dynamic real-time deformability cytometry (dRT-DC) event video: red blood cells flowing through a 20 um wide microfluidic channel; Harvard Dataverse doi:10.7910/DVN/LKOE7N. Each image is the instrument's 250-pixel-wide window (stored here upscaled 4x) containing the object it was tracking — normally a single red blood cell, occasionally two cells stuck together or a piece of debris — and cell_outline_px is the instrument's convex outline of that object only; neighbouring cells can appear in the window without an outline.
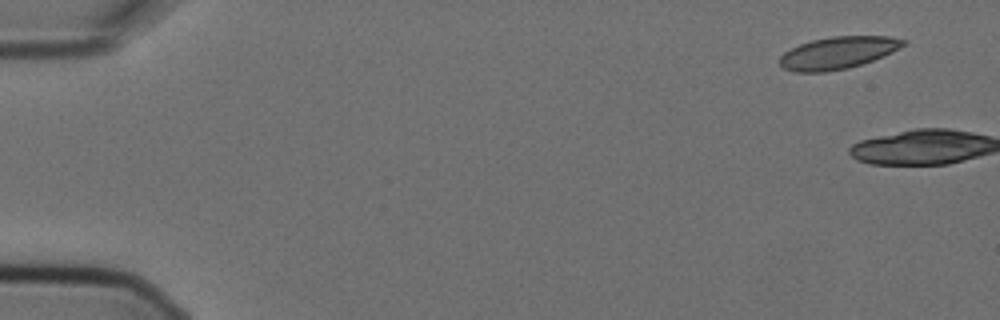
{"species": "Egyptian fruit bat (a non-hibernating species)", "species_latin": "Rousettus aegyptiacus", "temperature_condition": "cold", "stored_images_in_passage": 2, "camera_frame_rate_fps": 3000, "um_per_image_px": 0.085, "animal": {"sex": "female"}, "frame": {"image": 1, "passage_image": 1, "time_ms": 0.0, "image_size_px": [1000, 320], "cell_outline_px": [[908, 44], [884, 56], [848, 68], [824, 72], [796, 72], [784, 68], [780, 64], [780, 56], [784, 52], [800, 44], [812, 40], [832, 36], [888, 36], [908, 40]], "centroid_in_image_um": [71.26, 4.48], "position_along_channel_um": 13.7, "area_um2": 23.18}}